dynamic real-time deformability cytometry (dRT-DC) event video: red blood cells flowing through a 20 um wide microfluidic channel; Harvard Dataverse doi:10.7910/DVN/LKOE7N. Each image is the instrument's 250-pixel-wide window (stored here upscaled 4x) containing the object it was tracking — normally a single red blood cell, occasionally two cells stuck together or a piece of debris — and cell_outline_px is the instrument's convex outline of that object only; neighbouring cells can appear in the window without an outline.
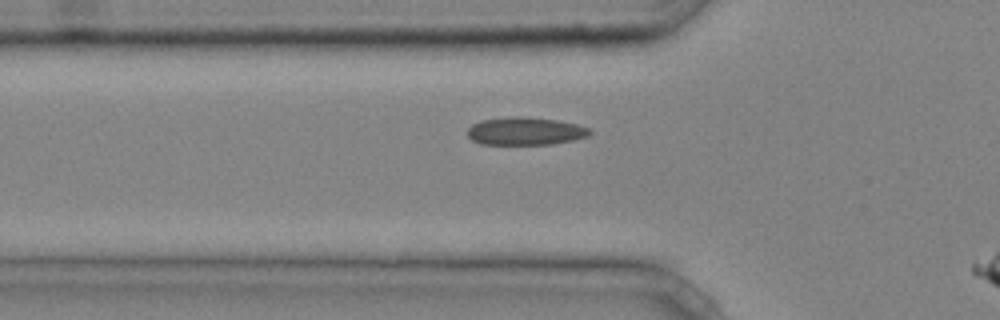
{"species": "common noctule bat (a hibernating species)", "species_latin": "Nyctalus noctula", "temperature_condition": "cold", "stored_images_in_passage": 7, "camera_frame_rate_fps": 3000, "um_per_image_px": 0.085, "animal": {"sex": "male", "body_mass_g": 20.4}, "frame": {"image": 1, "passage_image": 5, "time_ms": 1.333, "image_size_px": [1000, 320], "cell_outline_px": [[592, 132], [588, 136], [576, 140], [552, 144], [480, 144], [472, 140], [468, 136], [468, 128], [472, 124], [480, 120], [512, 116], [520, 116], [556, 120], [576, 124], [592, 128]], "centroid_in_image_um": [44.67, 11.15], "position_along_channel_um": 81.1, "area_um2": 20.0}}